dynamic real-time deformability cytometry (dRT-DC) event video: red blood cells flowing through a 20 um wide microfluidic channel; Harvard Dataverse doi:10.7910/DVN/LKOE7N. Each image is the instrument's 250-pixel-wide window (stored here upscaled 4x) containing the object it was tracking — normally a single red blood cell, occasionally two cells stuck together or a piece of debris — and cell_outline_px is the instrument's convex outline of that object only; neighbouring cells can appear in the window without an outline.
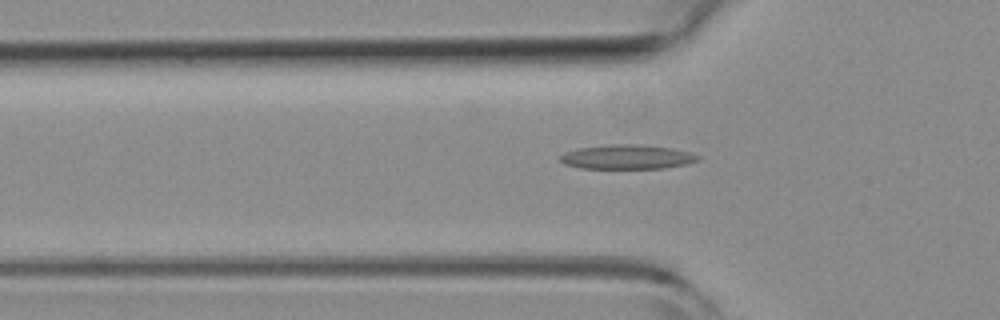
{"species": "common noctule bat (a hibernating species)", "species_latin": "Nyctalus noctula", "temperature_condition": "room temperature", "stored_images_in_passage": 37, "camera_frame_rate_fps": 3000, "um_per_image_px": 0.085, "animal": {"sex": "female", "body_mass_g": 19.3, "forearm_length_mm": 54.1}, "frame": {"image": 1, "passage_image": 2, "time_ms": 0.333, "image_size_px": [1000, 320], "cell_outline_px": [[700, 156], [696, 160], [684, 164], [664, 168], [580, 168], [564, 164], [560, 160], [560, 156], [564, 152], [580, 148], [612, 144], [636, 144], [672, 148], [688, 152]], "centroid_in_image_um": [53.25, 13.34], "position_along_channel_um": 72.5, "area_um2": 19.25}}
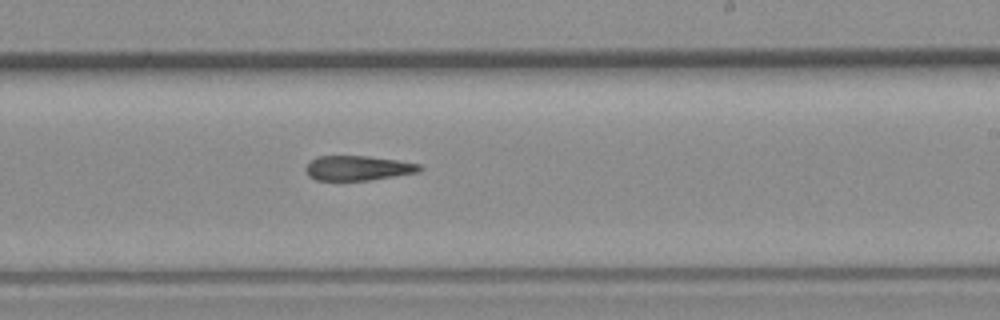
{"frame": {"image": 2, "passage_image": 16, "time_ms": 5.0, "image_size_px": [1000, 320], "cell_outline_px": [[424, 168], [420, 172], [368, 180], [316, 180], [308, 176], [304, 168], [316, 156], [368, 156], [400, 160], [420, 164]], "centroid_in_image_um": [30.45, 14.28], "position_along_channel_um": 258.6, "area_um2": 16.53}}
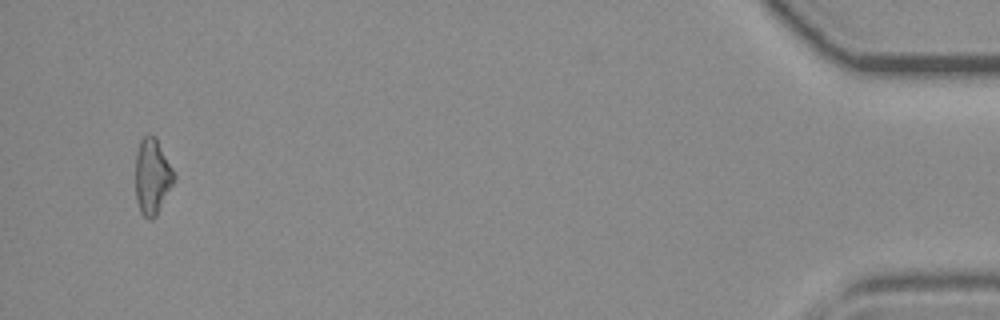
{"frame": {"image": 3, "passage_image": 35, "time_ms": 11.333, "image_size_px": [1000, 320], "cell_outline_px": [[176, 180], [156, 216], [152, 220], [148, 220], [140, 212], [136, 200], [136, 152], [140, 140], [144, 136], [156, 136], [176, 176]], "centroid_in_image_um": [12.95, 15.03], "position_along_channel_um": 422.2, "area_um2": 17.17}, "authors_computed_cell_mechanics": {"area_um2": 17.34, "velocity_mm_per_s": 3.966, "shape_relaxation_time_tau1_ms": null, "shape_relaxation_time_tau2_ms": 11.2828, "deformation_change_tau1": null, "deformation_change_tau2": 0.2842}}